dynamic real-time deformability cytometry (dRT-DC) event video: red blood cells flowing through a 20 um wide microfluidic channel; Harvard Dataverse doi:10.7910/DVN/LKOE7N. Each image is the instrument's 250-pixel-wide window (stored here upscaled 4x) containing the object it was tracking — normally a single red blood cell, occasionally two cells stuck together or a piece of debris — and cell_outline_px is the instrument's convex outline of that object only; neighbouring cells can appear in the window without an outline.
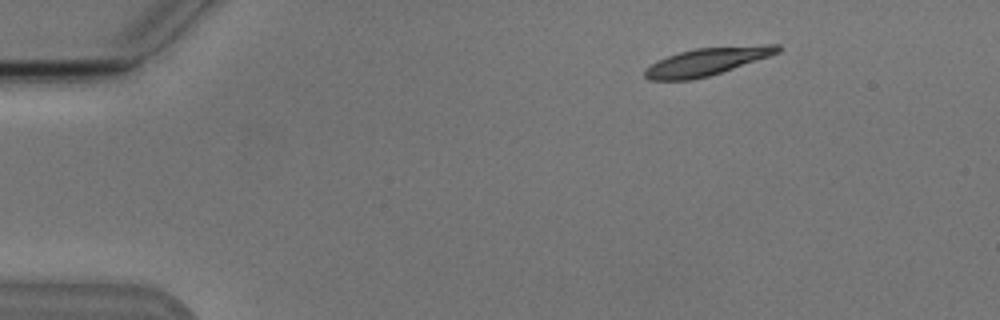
{"species": "Egyptian fruit bat (a non-hibernating species)", "species_latin": "Rousettus aegyptiacus", "temperature_condition": "cold", "stored_images_in_passage": 6, "camera_frame_rate_fps": 3000, "um_per_image_px": 0.085, "animal": {"sex": "male"}, "frame": {"image": 1, "passage_image": 1, "time_ms": 0.0, "image_size_px": [1000, 320], "cell_outline_px": [[784, 48], [780, 52], [708, 76], [692, 80], [648, 80], [644, 76], [644, 68], [656, 60], [680, 52], [696, 48], [764, 44], [780, 44]], "centroid_in_image_um": [60.07, 5.22], "position_along_channel_um": 24.9, "area_um2": 21.39}}